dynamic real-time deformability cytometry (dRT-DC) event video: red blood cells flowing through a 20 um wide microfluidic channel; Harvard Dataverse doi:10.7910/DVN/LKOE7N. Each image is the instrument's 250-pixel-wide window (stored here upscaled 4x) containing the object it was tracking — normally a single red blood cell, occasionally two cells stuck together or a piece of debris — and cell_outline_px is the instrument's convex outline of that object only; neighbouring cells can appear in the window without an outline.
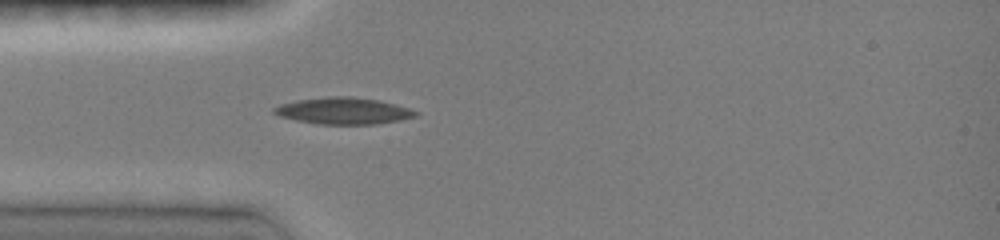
{"species": "common noctule bat (a hibernating species)", "species_latin": "Nyctalus noctula", "temperature_condition": "room temperature", "stored_images_in_passage": 18, "camera_frame_rate_fps": 3000, "um_per_image_px": 0.085, "animal": {"sex": "female", "body_mass_g": 19.0, "forearm_length_mm": 51.5}, "frame": {"image": 1, "passage_image": 11, "time_ms": 4.0, "image_size_px": [1000, 240], "cell_outline_px": [[420, 112], [416, 116], [400, 120], [376, 124], [320, 124], [296, 120], [280, 116], [272, 112], [272, 108], [280, 104], [296, 100], [328, 96], [352, 96], [380, 100], [408, 108]], "centroid_in_image_um": [29.18, 9.41], "position_along_channel_um": 55.8, "area_um2": 22.02}}
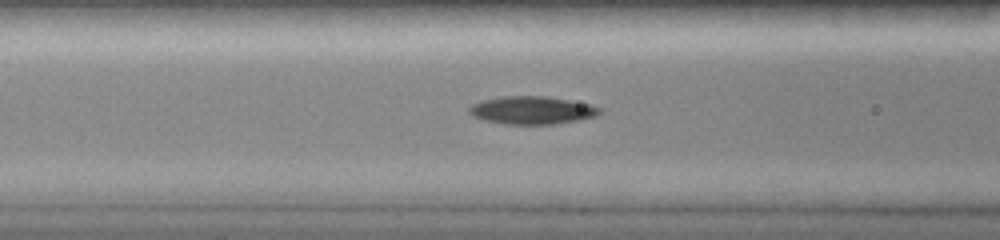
{"frame": {"image": 2, "passage_image": 16, "time_ms": 5.667, "image_size_px": [1000, 240], "cell_outline_px": [[600, 112], [596, 116], [580, 120], [556, 124], [504, 124], [484, 120], [472, 116], [468, 112], [468, 108], [472, 104], [480, 100], [500, 96], [544, 96], [568, 100], [588, 104], [600, 108]], "centroid_in_image_um": [45.16, 9.37], "position_along_channel_um": 121.4, "area_um2": 21.27}}